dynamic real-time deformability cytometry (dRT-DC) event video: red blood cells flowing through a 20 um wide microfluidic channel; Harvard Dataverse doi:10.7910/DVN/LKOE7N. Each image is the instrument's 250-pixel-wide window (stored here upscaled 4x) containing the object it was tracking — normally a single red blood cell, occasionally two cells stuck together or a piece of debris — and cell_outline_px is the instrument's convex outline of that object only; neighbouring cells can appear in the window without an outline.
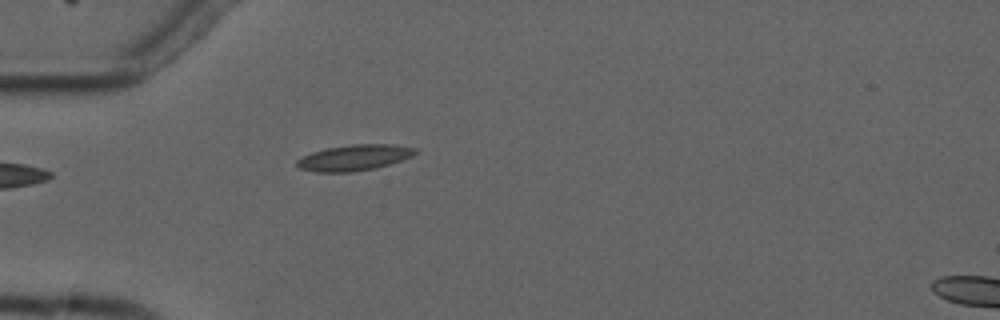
{"species": "common noctule bat (a hibernating species)", "species_latin": "Nyctalus noctula", "temperature_condition": "cold", "stored_images_in_passage": 2, "camera_frame_rate_fps": 3000, "um_per_image_px": 0.085, "animal": {"sex": "male", "forearm_length_mm": 52.5}, "frame": {"image": 1, "passage_image": 2, "time_ms": 1.333, "image_size_px": [1000, 320], "cell_outline_px": [[416, 152], [412, 156], [376, 168], [352, 172], [316, 172], [300, 168], [296, 164], [296, 160], [312, 152], [328, 148], [352, 144], [392, 144], [416, 148]], "centroid_in_image_um": [30.1, 13.4], "position_along_channel_um": 54.9, "area_um2": 17.63}}